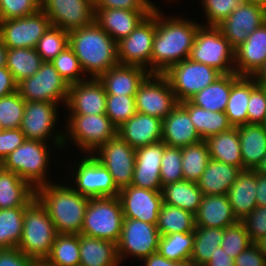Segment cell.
<instances>
[{
	"label": "cell",
	"mask_w": 266,
	"mask_h": 266,
	"mask_svg": "<svg viewBox=\"0 0 266 266\" xmlns=\"http://www.w3.org/2000/svg\"><path fill=\"white\" fill-rule=\"evenodd\" d=\"M79 251L80 234H57L44 262L48 266H79Z\"/></svg>",
	"instance_id": "cell-39"
},
{
	"label": "cell",
	"mask_w": 266,
	"mask_h": 266,
	"mask_svg": "<svg viewBox=\"0 0 266 266\" xmlns=\"http://www.w3.org/2000/svg\"><path fill=\"white\" fill-rule=\"evenodd\" d=\"M92 155L108 169L119 190L132 184L136 149L118 135L101 145Z\"/></svg>",
	"instance_id": "cell-16"
},
{
	"label": "cell",
	"mask_w": 266,
	"mask_h": 266,
	"mask_svg": "<svg viewBox=\"0 0 266 266\" xmlns=\"http://www.w3.org/2000/svg\"><path fill=\"white\" fill-rule=\"evenodd\" d=\"M210 159L233 165L243 171L240 137L237 127L213 135L205 140Z\"/></svg>",
	"instance_id": "cell-32"
},
{
	"label": "cell",
	"mask_w": 266,
	"mask_h": 266,
	"mask_svg": "<svg viewBox=\"0 0 266 266\" xmlns=\"http://www.w3.org/2000/svg\"><path fill=\"white\" fill-rule=\"evenodd\" d=\"M79 266H121L117 245L109 240L80 234Z\"/></svg>",
	"instance_id": "cell-31"
},
{
	"label": "cell",
	"mask_w": 266,
	"mask_h": 266,
	"mask_svg": "<svg viewBox=\"0 0 266 266\" xmlns=\"http://www.w3.org/2000/svg\"><path fill=\"white\" fill-rule=\"evenodd\" d=\"M235 49L216 26L201 25L188 59L206 64L221 74L235 73Z\"/></svg>",
	"instance_id": "cell-9"
},
{
	"label": "cell",
	"mask_w": 266,
	"mask_h": 266,
	"mask_svg": "<svg viewBox=\"0 0 266 266\" xmlns=\"http://www.w3.org/2000/svg\"><path fill=\"white\" fill-rule=\"evenodd\" d=\"M44 61L35 48H8L6 67L18 84L33 76Z\"/></svg>",
	"instance_id": "cell-38"
},
{
	"label": "cell",
	"mask_w": 266,
	"mask_h": 266,
	"mask_svg": "<svg viewBox=\"0 0 266 266\" xmlns=\"http://www.w3.org/2000/svg\"><path fill=\"white\" fill-rule=\"evenodd\" d=\"M232 73L222 74L212 84L197 92L189 100L209 111L225 112L231 93Z\"/></svg>",
	"instance_id": "cell-37"
},
{
	"label": "cell",
	"mask_w": 266,
	"mask_h": 266,
	"mask_svg": "<svg viewBox=\"0 0 266 266\" xmlns=\"http://www.w3.org/2000/svg\"><path fill=\"white\" fill-rule=\"evenodd\" d=\"M67 46H69V32L51 25L39 39L35 49L43 61L51 62Z\"/></svg>",
	"instance_id": "cell-45"
},
{
	"label": "cell",
	"mask_w": 266,
	"mask_h": 266,
	"mask_svg": "<svg viewBox=\"0 0 266 266\" xmlns=\"http://www.w3.org/2000/svg\"><path fill=\"white\" fill-rule=\"evenodd\" d=\"M251 77L258 85L266 87V62Z\"/></svg>",
	"instance_id": "cell-65"
},
{
	"label": "cell",
	"mask_w": 266,
	"mask_h": 266,
	"mask_svg": "<svg viewBox=\"0 0 266 266\" xmlns=\"http://www.w3.org/2000/svg\"><path fill=\"white\" fill-rule=\"evenodd\" d=\"M41 0H0V20L22 18L41 9Z\"/></svg>",
	"instance_id": "cell-52"
},
{
	"label": "cell",
	"mask_w": 266,
	"mask_h": 266,
	"mask_svg": "<svg viewBox=\"0 0 266 266\" xmlns=\"http://www.w3.org/2000/svg\"><path fill=\"white\" fill-rule=\"evenodd\" d=\"M35 266H48V265L44 261H42V262H37Z\"/></svg>",
	"instance_id": "cell-72"
},
{
	"label": "cell",
	"mask_w": 266,
	"mask_h": 266,
	"mask_svg": "<svg viewBox=\"0 0 266 266\" xmlns=\"http://www.w3.org/2000/svg\"><path fill=\"white\" fill-rule=\"evenodd\" d=\"M124 215L117 197L90 198L85 210L81 234L115 244L119 241Z\"/></svg>",
	"instance_id": "cell-8"
},
{
	"label": "cell",
	"mask_w": 266,
	"mask_h": 266,
	"mask_svg": "<svg viewBox=\"0 0 266 266\" xmlns=\"http://www.w3.org/2000/svg\"><path fill=\"white\" fill-rule=\"evenodd\" d=\"M189 266H202V265H194L192 262H189Z\"/></svg>",
	"instance_id": "cell-74"
},
{
	"label": "cell",
	"mask_w": 266,
	"mask_h": 266,
	"mask_svg": "<svg viewBox=\"0 0 266 266\" xmlns=\"http://www.w3.org/2000/svg\"><path fill=\"white\" fill-rule=\"evenodd\" d=\"M264 22H266V7L241 2L230 16L216 27L236 49Z\"/></svg>",
	"instance_id": "cell-19"
},
{
	"label": "cell",
	"mask_w": 266,
	"mask_h": 266,
	"mask_svg": "<svg viewBox=\"0 0 266 266\" xmlns=\"http://www.w3.org/2000/svg\"><path fill=\"white\" fill-rule=\"evenodd\" d=\"M251 93V76L232 73L231 93L225 109L232 127L248 124L247 106Z\"/></svg>",
	"instance_id": "cell-35"
},
{
	"label": "cell",
	"mask_w": 266,
	"mask_h": 266,
	"mask_svg": "<svg viewBox=\"0 0 266 266\" xmlns=\"http://www.w3.org/2000/svg\"><path fill=\"white\" fill-rule=\"evenodd\" d=\"M256 244L259 247L261 254L263 255V257L266 260V237L257 241Z\"/></svg>",
	"instance_id": "cell-67"
},
{
	"label": "cell",
	"mask_w": 266,
	"mask_h": 266,
	"mask_svg": "<svg viewBox=\"0 0 266 266\" xmlns=\"http://www.w3.org/2000/svg\"><path fill=\"white\" fill-rule=\"evenodd\" d=\"M149 74L144 67L118 63L98 79L103 84L106 94L136 95L140 84Z\"/></svg>",
	"instance_id": "cell-26"
},
{
	"label": "cell",
	"mask_w": 266,
	"mask_h": 266,
	"mask_svg": "<svg viewBox=\"0 0 266 266\" xmlns=\"http://www.w3.org/2000/svg\"><path fill=\"white\" fill-rule=\"evenodd\" d=\"M37 262L18 248L0 249V266H35Z\"/></svg>",
	"instance_id": "cell-59"
},
{
	"label": "cell",
	"mask_w": 266,
	"mask_h": 266,
	"mask_svg": "<svg viewBox=\"0 0 266 266\" xmlns=\"http://www.w3.org/2000/svg\"><path fill=\"white\" fill-rule=\"evenodd\" d=\"M157 228L160 236L174 233L193 232L195 229L194 214L182 208L163 203L158 214Z\"/></svg>",
	"instance_id": "cell-40"
},
{
	"label": "cell",
	"mask_w": 266,
	"mask_h": 266,
	"mask_svg": "<svg viewBox=\"0 0 266 266\" xmlns=\"http://www.w3.org/2000/svg\"><path fill=\"white\" fill-rule=\"evenodd\" d=\"M262 126L266 129V117H265L264 122L262 123Z\"/></svg>",
	"instance_id": "cell-73"
},
{
	"label": "cell",
	"mask_w": 266,
	"mask_h": 266,
	"mask_svg": "<svg viewBox=\"0 0 266 266\" xmlns=\"http://www.w3.org/2000/svg\"><path fill=\"white\" fill-rule=\"evenodd\" d=\"M131 185L153 191H162L160 168L135 166Z\"/></svg>",
	"instance_id": "cell-56"
},
{
	"label": "cell",
	"mask_w": 266,
	"mask_h": 266,
	"mask_svg": "<svg viewBox=\"0 0 266 266\" xmlns=\"http://www.w3.org/2000/svg\"><path fill=\"white\" fill-rule=\"evenodd\" d=\"M63 148L76 146L81 154H92L101 145L117 135V128L106 114H64Z\"/></svg>",
	"instance_id": "cell-5"
},
{
	"label": "cell",
	"mask_w": 266,
	"mask_h": 266,
	"mask_svg": "<svg viewBox=\"0 0 266 266\" xmlns=\"http://www.w3.org/2000/svg\"><path fill=\"white\" fill-rule=\"evenodd\" d=\"M17 91V83L6 66L0 67V97Z\"/></svg>",
	"instance_id": "cell-61"
},
{
	"label": "cell",
	"mask_w": 266,
	"mask_h": 266,
	"mask_svg": "<svg viewBox=\"0 0 266 266\" xmlns=\"http://www.w3.org/2000/svg\"><path fill=\"white\" fill-rule=\"evenodd\" d=\"M160 8V9H159ZM156 5V33L150 73L163 74L170 66L189 57L198 28L202 25L181 16L168 15ZM165 13V14H164Z\"/></svg>",
	"instance_id": "cell-1"
},
{
	"label": "cell",
	"mask_w": 266,
	"mask_h": 266,
	"mask_svg": "<svg viewBox=\"0 0 266 266\" xmlns=\"http://www.w3.org/2000/svg\"><path fill=\"white\" fill-rule=\"evenodd\" d=\"M252 243L266 237V206H257L241 220Z\"/></svg>",
	"instance_id": "cell-54"
},
{
	"label": "cell",
	"mask_w": 266,
	"mask_h": 266,
	"mask_svg": "<svg viewBox=\"0 0 266 266\" xmlns=\"http://www.w3.org/2000/svg\"><path fill=\"white\" fill-rule=\"evenodd\" d=\"M95 8H121L127 10H153L152 0H93Z\"/></svg>",
	"instance_id": "cell-58"
},
{
	"label": "cell",
	"mask_w": 266,
	"mask_h": 266,
	"mask_svg": "<svg viewBox=\"0 0 266 266\" xmlns=\"http://www.w3.org/2000/svg\"><path fill=\"white\" fill-rule=\"evenodd\" d=\"M182 171L184 180L196 182L210 161V154L205 141L181 148Z\"/></svg>",
	"instance_id": "cell-44"
},
{
	"label": "cell",
	"mask_w": 266,
	"mask_h": 266,
	"mask_svg": "<svg viewBox=\"0 0 266 266\" xmlns=\"http://www.w3.org/2000/svg\"><path fill=\"white\" fill-rule=\"evenodd\" d=\"M172 147H186L202 141L189 113L178 105L162 120V140Z\"/></svg>",
	"instance_id": "cell-25"
},
{
	"label": "cell",
	"mask_w": 266,
	"mask_h": 266,
	"mask_svg": "<svg viewBox=\"0 0 266 266\" xmlns=\"http://www.w3.org/2000/svg\"><path fill=\"white\" fill-rule=\"evenodd\" d=\"M57 234L46 208L35 198L25 208L22 236L17 248L26 256L42 262L49 256Z\"/></svg>",
	"instance_id": "cell-6"
},
{
	"label": "cell",
	"mask_w": 266,
	"mask_h": 266,
	"mask_svg": "<svg viewBox=\"0 0 266 266\" xmlns=\"http://www.w3.org/2000/svg\"><path fill=\"white\" fill-rule=\"evenodd\" d=\"M165 145L163 141H160L137 148L135 166L160 168Z\"/></svg>",
	"instance_id": "cell-55"
},
{
	"label": "cell",
	"mask_w": 266,
	"mask_h": 266,
	"mask_svg": "<svg viewBox=\"0 0 266 266\" xmlns=\"http://www.w3.org/2000/svg\"><path fill=\"white\" fill-rule=\"evenodd\" d=\"M240 172L238 167L210 159L197 185L203 195L227 194Z\"/></svg>",
	"instance_id": "cell-29"
},
{
	"label": "cell",
	"mask_w": 266,
	"mask_h": 266,
	"mask_svg": "<svg viewBox=\"0 0 266 266\" xmlns=\"http://www.w3.org/2000/svg\"><path fill=\"white\" fill-rule=\"evenodd\" d=\"M53 149H55L54 153ZM56 149L58 148L55 145H48L47 142L26 140L3 160L4 168L14 172L34 190H37L41 186L53 183L54 179L51 181L48 179L50 178L48 170L51 165L59 164L58 161L57 163L55 161V157L57 160L61 158L58 154L55 155ZM52 162L54 163L52 164Z\"/></svg>",
	"instance_id": "cell-4"
},
{
	"label": "cell",
	"mask_w": 266,
	"mask_h": 266,
	"mask_svg": "<svg viewBox=\"0 0 266 266\" xmlns=\"http://www.w3.org/2000/svg\"><path fill=\"white\" fill-rule=\"evenodd\" d=\"M136 113L135 95L107 94L106 116L117 129Z\"/></svg>",
	"instance_id": "cell-46"
},
{
	"label": "cell",
	"mask_w": 266,
	"mask_h": 266,
	"mask_svg": "<svg viewBox=\"0 0 266 266\" xmlns=\"http://www.w3.org/2000/svg\"><path fill=\"white\" fill-rule=\"evenodd\" d=\"M240 137L243 170H255L266 156V129L258 124L237 127Z\"/></svg>",
	"instance_id": "cell-30"
},
{
	"label": "cell",
	"mask_w": 266,
	"mask_h": 266,
	"mask_svg": "<svg viewBox=\"0 0 266 266\" xmlns=\"http://www.w3.org/2000/svg\"><path fill=\"white\" fill-rule=\"evenodd\" d=\"M117 135L134 149L162 140V119L137 112L117 129Z\"/></svg>",
	"instance_id": "cell-23"
},
{
	"label": "cell",
	"mask_w": 266,
	"mask_h": 266,
	"mask_svg": "<svg viewBox=\"0 0 266 266\" xmlns=\"http://www.w3.org/2000/svg\"><path fill=\"white\" fill-rule=\"evenodd\" d=\"M224 229L214 227H195L194 246L190 256V262L194 265L206 264L217 247L221 246Z\"/></svg>",
	"instance_id": "cell-41"
},
{
	"label": "cell",
	"mask_w": 266,
	"mask_h": 266,
	"mask_svg": "<svg viewBox=\"0 0 266 266\" xmlns=\"http://www.w3.org/2000/svg\"><path fill=\"white\" fill-rule=\"evenodd\" d=\"M188 113L196 132L205 141L209 137L226 132L232 128L225 112H215L194 105L190 100L179 103Z\"/></svg>",
	"instance_id": "cell-34"
},
{
	"label": "cell",
	"mask_w": 266,
	"mask_h": 266,
	"mask_svg": "<svg viewBox=\"0 0 266 266\" xmlns=\"http://www.w3.org/2000/svg\"><path fill=\"white\" fill-rule=\"evenodd\" d=\"M69 87L70 85L60 76L53 63L44 61L33 76L17 84V91L25 101L61 103L65 108Z\"/></svg>",
	"instance_id": "cell-11"
},
{
	"label": "cell",
	"mask_w": 266,
	"mask_h": 266,
	"mask_svg": "<svg viewBox=\"0 0 266 266\" xmlns=\"http://www.w3.org/2000/svg\"><path fill=\"white\" fill-rule=\"evenodd\" d=\"M107 94L98 78L71 84L65 112L69 114H106Z\"/></svg>",
	"instance_id": "cell-21"
},
{
	"label": "cell",
	"mask_w": 266,
	"mask_h": 266,
	"mask_svg": "<svg viewBox=\"0 0 266 266\" xmlns=\"http://www.w3.org/2000/svg\"><path fill=\"white\" fill-rule=\"evenodd\" d=\"M178 103L167 78L158 73H150L135 95L137 112L162 120Z\"/></svg>",
	"instance_id": "cell-15"
},
{
	"label": "cell",
	"mask_w": 266,
	"mask_h": 266,
	"mask_svg": "<svg viewBox=\"0 0 266 266\" xmlns=\"http://www.w3.org/2000/svg\"><path fill=\"white\" fill-rule=\"evenodd\" d=\"M118 198L124 218L157 225L158 214L163 204L161 191L130 185L119 191Z\"/></svg>",
	"instance_id": "cell-20"
},
{
	"label": "cell",
	"mask_w": 266,
	"mask_h": 266,
	"mask_svg": "<svg viewBox=\"0 0 266 266\" xmlns=\"http://www.w3.org/2000/svg\"><path fill=\"white\" fill-rule=\"evenodd\" d=\"M251 244V239L242 221H237L224 229L221 247L233 259Z\"/></svg>",
	"instance_id": "cell-50"
},
{
	"label": "cell",
	"mask_w": 266,
	"mask_h": 266,
	"mask_svg": "<svg viewBox=\"0 0 266 266\" xmlns=\"http://www.w3.org/2000/svg\"><path fill=\"white\" fill-rule=\"evenodd\" d=\"M26 207L0 209V249L17 248Z\"/></svg>",
	"instance_id": "cell-42"
},
{
	"label": "cell",
	"mask_w": 266,
	"mask_h": 266,
	"mask_svg": "<svg viewBox=\"0 0 266 266\" xmlns=\"http://www.w3.org/2000/svg\"><path fill=\"white\" fill-rule=\"evenodd\" d=\"M26 141L20 128L0 131V160L3 161L11 152Z\"/></svg>",
	"instance_id": "cell-57"
},
{
	"label": "cell",
	"mask_w": 266,
	"mask_h": 266,
	"mask_svg": "<svg viewBox=\"0 0 266 266\" xmlns=\"http://www.w3.org/2000/svg\"><path fill=\"white\" fill-rule=\"evenodd\" d=\"M234 53L235 73L252 76L266 62V22L249 34Z\"/></svg>",
	"instance_id": "cell-24"
},
{
	"label": "cell",
	"mask_w": 266,
	"mask_h": 266,
	"mask_svg": "<svg viewBox=\"0 0 266 266\" xmlns=\"http://www.w3.org/2000/svg\"><path fill=\"white\" fill-rule=\"evenodd\" d=\"M155 33L156 6L128 37L117 42L118 63L141 66L150 72Z\"/></svg>",
	"instance_id": "cell-14"
},
{
	"label": "cell",
	"mask_w": 266,
	"mask_h": 266,
	"mask_svg": "<svg viewBox=\"0 0 266 266\" xmlns=\"http://www.w3.org/2000/svg\"><path fill=\"white\" fill-rule=\"evenodd\" d=\"M254 171L256 173L266 175V156L263 158V160L260 162V164L257 166V168Z\"/></svg>",
	"instance_id": "cell-68"
},
{
	"label": "cell",
	"mask_w": 266,
	"mask_h": 266,
	"mask_svg": "<svg viewBox=\"0 0 266 266\" xmlns=\"http://www.w3.org/2000/svg\"><path fill=\"white\" fill-rule=\"evenodd\" d=\"M69 46L87 78H99L118 64L117 42L95 21L70 31Z\"/></svg>",
	"instance_id": "cell-2"
},
{
	"label": "cell",
	"mask_w": 266,
	"mask_h": 266,
	"mask_svg": "<svg viewBox=\"0 0 266 266\" xmlns=\"http://www.w3.org/2000/svg\"><path fill=\"white\" fill-rule=\"evenodd\" d=\"M203 17L206 22L204 26H217L227 19L234 9L241 3L240 0H200ZM206 23V24H204Z\"/></svg>",
	"instance_id": "cell-51"
},
{
	"label": "cell",
	"mask_w": 266,
	"mask_h": 266,
	"mask_svg": "<svg viewBox=\"0 0 266 266\" xmlns=\"http://www.w3.org/2000/svg\"><path fill=\"white\" fill-rule=\"evenodd\" d=\"M257 206H266V175L257 173V189H256Z\"/></svg>",
	"instance_id": "cell-63"
},
{
	"label": "cell",
	"mask_w": 266,
	"mask_h": 266,
	"mask_svg": "<svg viewBox=\"0 0 266 266\" xmlns=\"http://www.w3.org/2000/svg\"><path fill=\"white\" fill-rule=\"evenodd\" d=\"M152 10L95 8L94 21L116 42L129 34Z\"/></svg>",
	"instance_id": "cell-22"
},
{
	"label": "cell",
	"mask_w": 266,
	"mask_h": 266,
	"mask_svg": "<svg viewBox=\"0 0 266 266\" xmlns=\"http://www.w3.org/2000/svg\"><path fill=\"white\" fill-rule=\"evenodd\" d=\"M5 170L3 161L0 160V175Z\"/></svg>",
	"instance_id": "cell-71"
},
{
	"label": "cell",
	"mask_w": 266,
	"mask_h": 266,
	"mask_svg": "<svg viewBox=\"0 0 266 266\" xmlns=\"http://www.w3.org/2000/svg\"><path fill=\"white\" fill-rule=\"evenodd\" d=\"M160 178L162 187L184 179L181 148L165 145L161 159Z\"/></svg>",
	"instance_id": "cell-49"
},
{
	"label": "cell",
	"mask_w": 266,
	"mask_h": 266,
	"mask_svg": "<svg viewBox=\"0 0 266 266\" xmlns=\"http://www.w3.org/2000/svg\"><path fill=\"white\" fill-rule=\"evenodd\" d=\"M50 26V19L40 9L26 17L0 20V39L7 48H36Z\"/></svg>",
	"instance_id": "cell-17"
},
{
	"label": "cell",
	"mask_w": 266,
	"mask_h": 266,
	"mask_svg": "<svg viewBox=\"0 0 266 266\" xmlns=\"http://www.w3.org/2000/svg\"><path fill=\"white\" fill-rule=\"evenodd\" d=\"M163 75L167 78L177 101L180 103L189 100L222 74L206 64L187 58L170 66Z\"/></svg>",
	"instance_id": "cell-12"
},
{
	"label": "cell",
	"mask_w": 266,
	"mask_h": 266,
	"mask_svg": "<svg viewBox=\"0 0 266 266\" xmlns=\"http://www.w3.org/2000/svg\"><path fill=\"white\" fill-rule=\"evenodd\" d=\"M161 193L163 203L182 208L194 215L203 199L197 183L184 179L163 186Z\"/></svg>",
	"instance_id": "cell-36"
},
{
	"label": "cell",
	"mask_w": 266,
	"mask_h": 266,
	"mask_svg": "<svg viewBox=\"0 0 266 266\" xmlns=\"http://www.w3.org/2000/svg\"><path fill=\"white\" fill-rule=\"evenodd\" d=\"M256 189L257 173L254 170H243L237 175L227 195L233 214L238 221L244 219L257 207Z\"/></svg>",
	"instance_id": "cell-28"
},
{
	"label": "cell",
	"mask_w": 266,
	"mask_h": 266,
	"mask_svg": "<svg viewBox=\"0 0 266 266\" xmlns=\"http://www.w3.org/2000/svg\"><path fill=\"white\" fill-rule=\"evenodd\" d=\"M243 3H254L266 7V0H240Z\"/></svg>",
	"instance_id": "cell-69"
},
{
	"label": "cell",
	"mask_w": 266,
	"mask_h": 266,
	"mask_svg": "<svg viewBox=\"0 0 266 266\" xmlns=\"http://www.w3.org/2000/svg\"><path fill=\"white\" fill-rule=\"evenodd\" d=\"M63 183V184H62ZM36 198L46 208L58 234H81L89 199L59 180L41 186Z\"/></svg>",
	"instance_id": "cell-3"
},
{
	"label": "cell",
	"mask_w": 266,
	"mask_h": 266,
	"mask_svg": "<svg viewBox=\"0 0 266 266\" xmlns=\"http://www.w3.org/2000/svg\"><path fill=\"white\" fill-rule=\"evenodd\" d=\"M60 76L71 85L87 79L73 49L67 46L51 61Z\"/></svg>",
	"instance_id": "cell-48"
},
{
	"label": "cell",
	"mask_w": 266,
	"mask_h": 266,
	"mask_svg": "<svg viewBox=\"0 0 266 266\" xmlns=\"http://www.w3.org/2000/svg\"><path fill=\"white\" fill-rule=\"evenodd\" d=\"M61 104L41 101H25L24 115L20 129L26 140H38L55 145L61 152L63 148L64 130L59 125V109ZM57 125L59 126L57 128ZM60 129V130H58ZM51 138V139H50ZM53 138V139H52ZM49 139V140H48Z\"/></svg>",
	"instance_id": "cell-10"
},
{
	"label": "cell",
	"mask_w": 266,
	"mask_h": 266,
	"mask_svg": "<svg viewBox=\"0 0 266 266\" xmlns=\"http://www.w3.org/2000/svg\"><path fill=\"white\" fill-rule=\"evenodd\" d=\"M159 238L160 233L156 225L124 218L122 232L116 244L120 264L128 258L141 261L158 252Z\"/></svg>",
	"instance_id": "cell-13"
},
{
	"label": "cell",
	"mask_w": 266,
	"mask_h": 266,
	"mask_svg": "<svg viewBox=\"0 0 266 266\" xmlns=\"http://www.w3.org/2000/svg\"><path fill=\"white\" fill-rule=\"evenodd\" d=\"M141 262L143 266H172V260L163 257L159 252L143 258Z\"/></svg>",
	"instance_id": "cell-64"
},
{
	"label": "cell",
	"mask_w": 266,
	"mask_h": 266,
	"mask_svg": "<svg viewBox=\"0 0 266 266\" xmlns=\"http://www.w3.org/2000/svg\"><path fill=\"white\" fill-rule=\"evenodd\" d=\"M36 198L34 190L26 181L11 171L0 175V209L27 207Z\"/></svg>",
	"instance_id": "cell-33"
},
{
	"label": "cell",
	"mask_w": 266,
	"mask_h": 266,
	"mask_svg": "<svg viewBox=\"0 0 266 266\" xmlns=\"http://www.w3.org/2000/svg\"><path fill=\"white\" fill-rule=\"evenodd\" d=\"M25 100L16 91L0 97V122L3 129L20 128L24 115Z\"/></svg>",
	"instance_id": "cell-47"
},
{
	"label": "cell",
	"mask_w": 266,
	"mask_h": 266,
	"mask_svg": "<svg viewBox=\"0 0 266 266\" xmlns=\"http://www.w3.org/2000/svg\"><path fill=\"white\" fill-rule=\"evenodd\" d=\"M194 217L196 227L225 229L238 221L233 214L227 194L203 195Z\"/></svg>",
	"instance_id": "cell-27"
},
{
	"label": "cell",
	"mask_w": 266,
	"mask_h": 266,
	"mask_svg": "<svg viewBox=\"0 0 266 266\" xmlns=\"http://www.w3.org/2000/svg\"><path fill=\"white\" fill-rule=\"evenodd\" d=\"M235 266H266V260L256 243H252L234 259Z\"/></svg>",
	"instance_id": "cell-60"
},
{
	"label": "cell",
	"mask_w": 266,
	"mask_h": 266,
	"mask_svg": "<svg viewBox=\"0 0 266 266\" xmlns=\"http://www.w3.org/2000/svg\"><path fill=\"white\" fill-rule=\"evenodd\" d=\"M41 10L54 27L72 31L94 22L93 0H41Z\"/></svg>",
	"instance_id": "cell-18"
},
{
	"label": "cell",
	"mask_w": 266,
	"mask_h": 266,
	"mask_svg": "<svg viewBox=\"0 0 266 266\" xmlns=\"http://www.w3.org/2000/svg\"><path fill=\"white\" fill-rule=\"evenodd\" d=\"M247 108L248 124L262 125L266 117V87L258 85L252 77Z\"/></svg>",
	"instance_id": "cell-53"
},
{
	"label": "cell",
	"mask_w": 266,
	"mask_h": 266,
	"mask_svg": "<svg viewBox=\"0 0 266 266\" xmlns=\"http://www.w3.org/2000/svg\"><path fill=\"white\" fill-rule=\"evenodd\" d=\"M7 49L8 48L4 45V43L0 39V67L6 66Z\"/></svg>",
	"instance_id": "cell-66"
},
{
	"label": "cell",
	"mask_w": 266,
	"mask_h": 266,
	"mask_svg": "<svg viewBox=\"0 0 266 266\" xmlns=\"http://www.w3.org/2000/svg\"><path fill=\"white\" fill-rule=\"evenodd\" d=\"M194 246V231L162 235L159 238L158 252L165 258L178 262H190Z\"/></svg>",
	"instance_id": "cell-43"
},
{
	"label": "cell",
	"mask_w": 266,
	"mask_h": 266,
	"mask_svg": "<svg viewBox=\"0 0 266 266\" xmlns=\"http://www.w3.org/2000/svg\"><path fill=\"white\" fill-rule=\"evenodd\" d=\"M82 158L65 163L69 172V185L78 193L88 198L117 197L119 189L113 181L108 169L105 168L92 154H82ZM75 164V165H74ZM73 169V170H72ZM74 177V178H73ZM73 182V183H72Z\"/></svg>",
	"instance_id": "cell-7"
},
{
	"label": "cell",
	"mask_w": 266,
	"mask_h": 266,
	"mask_svg": "<svg viewBox=\"0 0 266 266\" xmlns=\"http://www.w3.org/2000/svg\"><path fill=\"white\" fill-rule=\"evenodd\" d=\"M203 266H235L234 259L227 255L223 248L217 247L215 253L211 255L210 260Z\"/></svg>",
	"instance_id": "cell-62"
},
{
	"label": "cell",
	"mask_w": 266,
	"mask_h": 266,
	"mask_svg": "<svg viewBox=\"0 0 266 266\" xmlns=\"http://www.w3.org/2000/svg\"><path fill=\"white\" fill-rule=\"evenodd\" d=\"M172 266H189V262H178L172 260Z\"/></svg>",
	"instance_id": "cell-70"
}]
</instances>
